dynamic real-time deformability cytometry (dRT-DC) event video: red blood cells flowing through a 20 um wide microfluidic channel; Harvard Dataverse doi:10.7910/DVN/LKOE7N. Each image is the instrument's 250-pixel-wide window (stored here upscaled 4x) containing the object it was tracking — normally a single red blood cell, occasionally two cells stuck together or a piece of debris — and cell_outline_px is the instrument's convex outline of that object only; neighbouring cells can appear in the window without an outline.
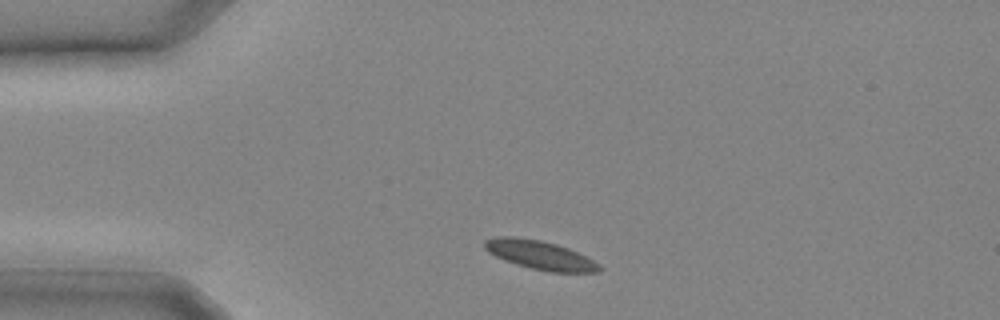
{"species": "common noctule bat (a hibernating species)", "species_latin": "Nyctalus noctula", "temperature_condition": "cold", "stored_images_in_passage": 5, "camera_frame_rate_fps": 3000, "um_per_image_px": 0.085, "animal": {"sex": "male", "body_mass_g": 20.4}, "frame": {"image": 1, "passage_image": 1, "time_ms": 0.0, "image_size_px": [1000, 320], "cell_outline_px": [[604, 268], [600, 272], [548, 272], [516, 264], [504, 260], [488, 252], [484, 248], [484, 240], [500, 236], [512, 236], [540, 240], [556, 244], [568, 248], [600, 264]], "centroid_in_image_um": [45.9, 21.68], "position_along_channel_um": 39.1, "area_um2": 19.19}}
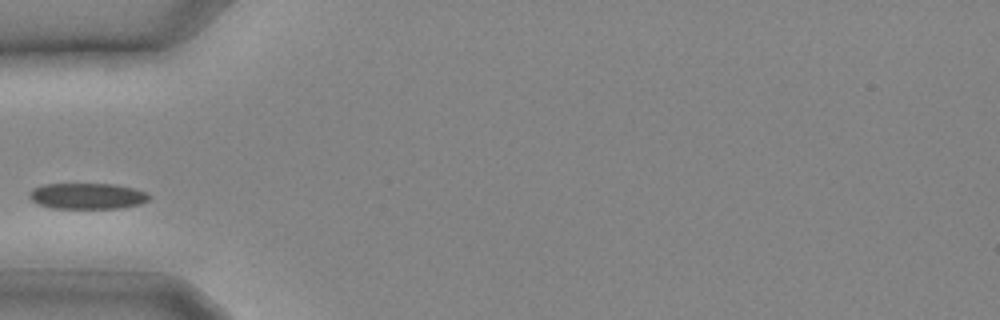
{"frame": {"image": 2, "passage_image": 4, "time_ms": 1.0, "image_size_px": [1000, 320], "cell_outline_px": [[148, 200], [140, 204], [120, 208], [52, 208], [40, 204], [32, 200], [28, 196], [28, 192], [32, 188], [44, 184], [116, 184], [136, 188], [148, 192]], "centroid_in_image_um": [7.43, 16.65], "position_along_channel_um": 77.6, "area_um2": 18.21}}